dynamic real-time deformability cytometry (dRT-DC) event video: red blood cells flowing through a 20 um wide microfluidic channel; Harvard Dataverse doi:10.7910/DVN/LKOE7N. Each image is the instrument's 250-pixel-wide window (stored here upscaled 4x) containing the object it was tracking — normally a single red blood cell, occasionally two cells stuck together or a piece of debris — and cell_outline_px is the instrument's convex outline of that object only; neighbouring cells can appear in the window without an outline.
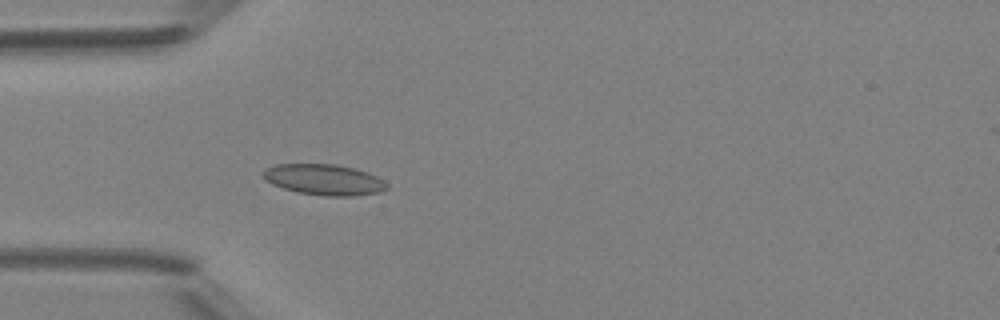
{"species": "Egyptian fruit bat (a non-hibernating species)", "species_latin": "Rousettus aegyptiacus", "temperature_condition": "room temperature", "stored_images_in_passage": 39, "camera_frame_rate_fps": 3000, "um_per_image_px": 0.085, "animal": {"sex": "female"}, "frame": {"image": 1, "passage_image": 5, "time_ms": 1.333, "image_size_px": [1000, 320], "cell_outline_px": [[388, 188], [380, 192], [356, 196], [324, 196], [296, 192], [272, 184], [264, 180], [264, 172], [268, 168], [276, 164], [336, 164], [356, 168], [368, 172], [384, 180], [388, 184]], "centroid_in_image_um": [27.59, 15.27], "position_along_channel_um": 57.4, "area_um2": 22.37}}
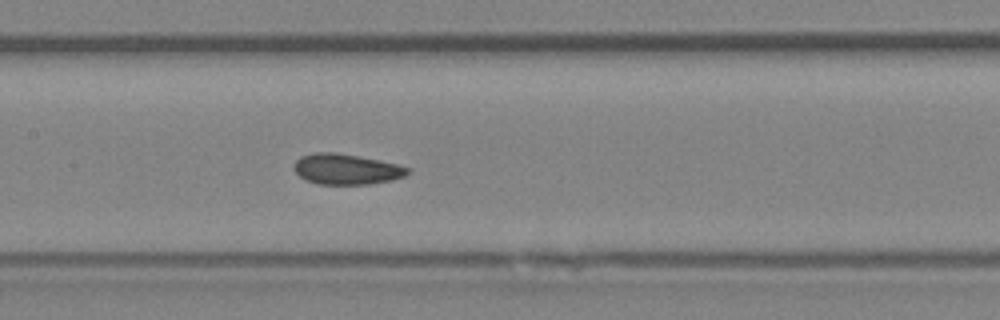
{"frame": {"image": 2, "passage_image": 14, "time_ms": 4.333, "image_size_px": [1000, 320], "cell_outline_px": [[412, 172], [404, 176], [392, 180], [368, 184], [316, 184], [304, 180], [292, 168], [292, 164], [300, 156], [312, 152], [336, 152], [380, 160], [396, 164], [408, 168]], "centroid_in_image_um": [29.39, 14.37], "position_along_channel_um": 178.0, "area_um2": 20.46}}
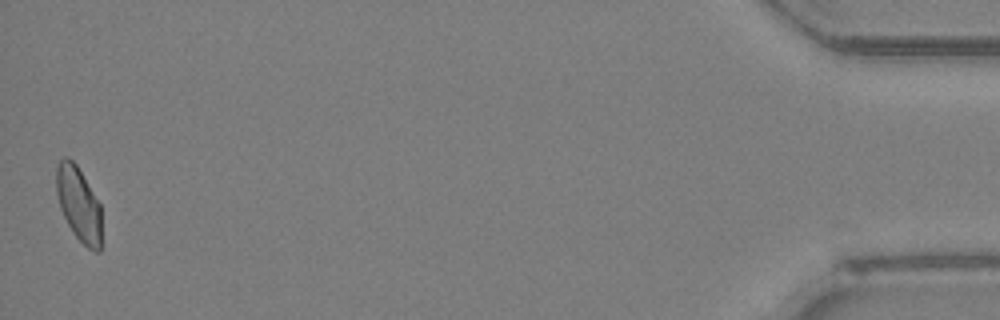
{"frame": {"image": 3, "passage_image": 39, "time_ms": 12.667, "image_size_px": [1000, 320], "cell_outline_px": [[100, 252], [96, 252], [88, 248], [76, 236], [68, 224], [60, 208], [56, 192], [56, 164], [64, 156], [68, 156], [76, 164], [100, 204]], "centroid_in_image_um": [6.66, 17.3], "position_along_channel_um": 428.5, "area_um2": 19.36}, "authors_computed_cell_mechanics": {"area_um2": 20.1144, "velocity_mm_per_s": 4.1624, "shape_relaxation_time_tau1_ms": null, "shape_relaxation_time_tau2_ms": 1.2593, "deformation_change_tau1": null, "deformation_change_tau2": 0.0497}}